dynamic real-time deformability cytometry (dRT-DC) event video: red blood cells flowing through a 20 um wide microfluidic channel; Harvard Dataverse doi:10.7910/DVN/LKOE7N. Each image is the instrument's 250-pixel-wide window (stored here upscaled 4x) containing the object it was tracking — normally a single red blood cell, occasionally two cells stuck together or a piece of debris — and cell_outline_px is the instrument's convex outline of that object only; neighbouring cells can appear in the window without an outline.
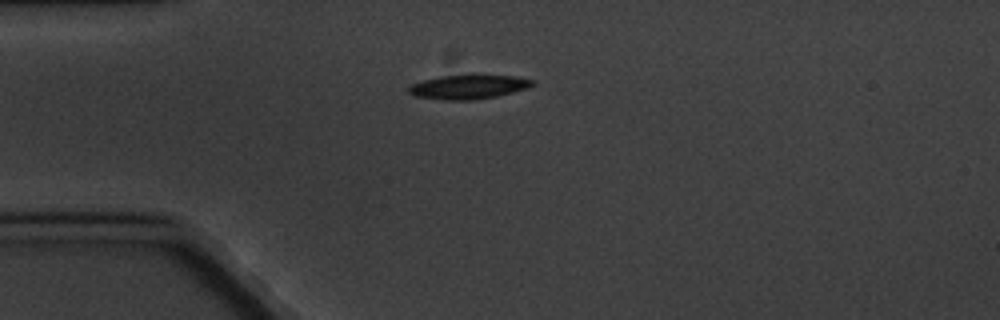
{"species": "common noctule bat (a hibernating species)", "species_latin": "Nyctalus noctula", "temperature_condition": "cold", "stored_images_in_passage": 4, "camera_frame_rate_fps": 3000, "um_per_image_px": 0.085, "animal": {"sex": "male", "body_mass_g": 20.1, "forearm_length_mm": 53.5}, "frame": {"image": 1, "passage_image": 1, "time_ms": 0.0, "image_size_px": [1000, 320], "cell_outline_px": [[532, 84], [528, 88], [496, 96], [472, 100], [444, 100], [412, 96], [408, 92], [408, 88], [412, 84], [424, 80], [440, 76], [472, 72], [476, 72], [512, 76], [532, 80]], "centroid_in_image_um": [39.78, 7.34], "position_along_channel_um": 45.2, "area_um2": 18.03}}